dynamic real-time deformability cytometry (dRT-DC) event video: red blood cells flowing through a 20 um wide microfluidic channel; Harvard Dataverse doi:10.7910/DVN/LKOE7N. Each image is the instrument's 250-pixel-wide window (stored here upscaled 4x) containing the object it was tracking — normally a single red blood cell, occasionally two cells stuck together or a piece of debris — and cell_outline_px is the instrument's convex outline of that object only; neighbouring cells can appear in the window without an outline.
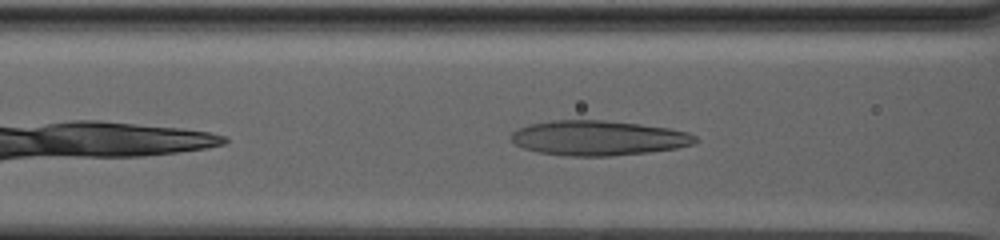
{"species": "human", "species_latin": "Homo sapiens", "temperature_condition": "warm", "stored_images_in_passage": 35, "camera_frame_rate_fps": 3000, "um_per_image_px": 0.085, "donor": {"sex": "male"}, "frame": {"image": 1, "passage_image": 9, "time_ms": 2.667, "image_size_px": [1000, 240], "cell_outline_px": [[700, 140], [696, 144], [676, 148], [648, 152], [612, 156], [568, 156], [540, 152], [524, 148], [516, 144], [512, 140], [512, 132], [528, 124], [552, 120], [604, 120], [640, 124], [668, 128], [688, 132], [696, 136]], "centroid_in_image_um": [50.91, 11.73], "position_along_channel_um": 115.7, "area_um2": 37.45}}
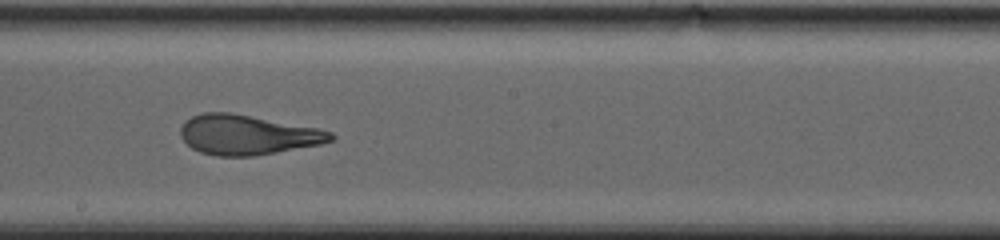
{"frame": {"image": 2, "passage_image": 22, "time_ms": 7.0, "image_size_px": [1000, 240], "cell_outline_px": [[336, 136], [332, 140], [320, 144], [276, 152], [252, 156], [216, 156], [200, 152], [192, 148], [180, 136], [180, 128], [184, 120], [192, 116], [204, 112], [232, 112], [316, 128], [332, 132]], "centroid_in_image_um": [20.99, 11.45], "position_along_channel_um": 227.2, "area_um2": 34.74}}
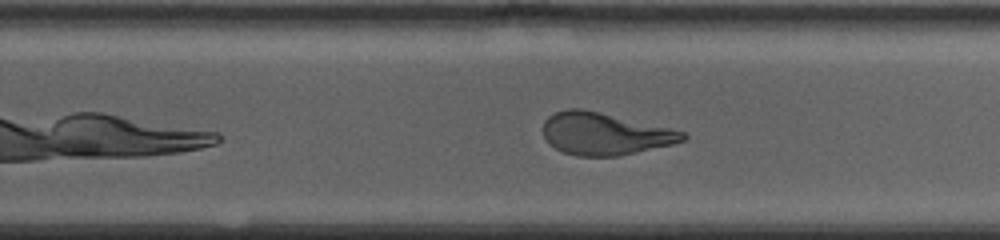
{"frame": {"image": 3, "passage_image": 28, "time_ms": 9.0, "image_size_px": [1000, 240], "cell_outline_px": [[688, 136], [684, 140], [672, 144], [620, 156], [576, 156], [564, 152], [548, 144], [544, 136], [544, 120], [548, 116], [556, 112], [568, 108], [580, 108], [600, 112], [668, 128], [684, 132]], "centroid_in_image_um": [51.36, 11.38], "position_along_channel_um": 278.4, "area_um2": 34.1}}